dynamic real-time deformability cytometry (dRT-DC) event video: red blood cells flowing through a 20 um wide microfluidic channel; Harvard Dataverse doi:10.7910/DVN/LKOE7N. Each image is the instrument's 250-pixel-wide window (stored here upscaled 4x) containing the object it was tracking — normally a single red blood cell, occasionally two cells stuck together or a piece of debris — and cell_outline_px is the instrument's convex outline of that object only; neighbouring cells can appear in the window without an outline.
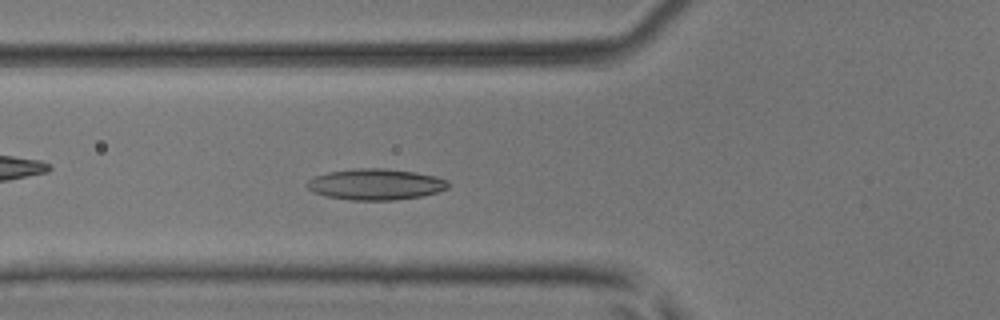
{"species": "common noctule bat (a hibernating species)", "species_latin": "Nyctalus noctula", "temperature_condition": "room temperature", "stored_images_in_passage": 38, "camera_frame_rate_fps": 3000, "um_per_image_px": 0.085, "animal": {"sex": "male", "body_mass_g": 17.9, "forearm_length_mm": 54.2}, "frame": {"image": 1, "passage_image": 6, "time_ms": 1.667, "image_size_px": [1000, 320], "cell_outline_px": [[448, 188], [436, 192], [420, 196], [396, 200], [352, 200], [328, 196], [316, 192], [308, 188], [304, 184], [308, 180], [316, 176], [328, 172], [360, 168], [384, 168], [416, 172], [436, 176], [448, 180]], "centroid_in_image_um": [31.95, 15.66], "position_along_channel_um": 93.9, "area_um2": 25.37}}
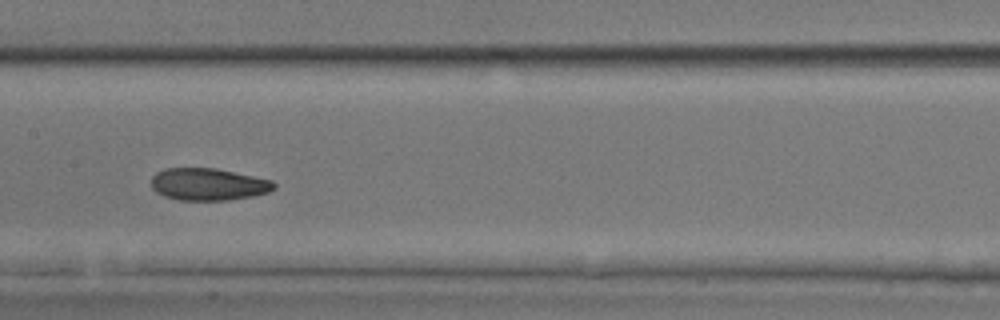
{"frame": {"image": 2, "passage_image": 13, "time_ms": 4.0, "image_size_px": [1000, 320], "cell_outline_px": [[276, 188], [268, 192], [252, 196], [228, 200], [180, 200], [164, 196], [156, 192], [152, 188], [152, 176], [156, 172], [164, 168], [216, 168], [272, 180], [276, 184]], "centroid_in_image_um": [17.7, 15.66], "position_along_channel_um": 189.7, "area_um2": 23.06}}
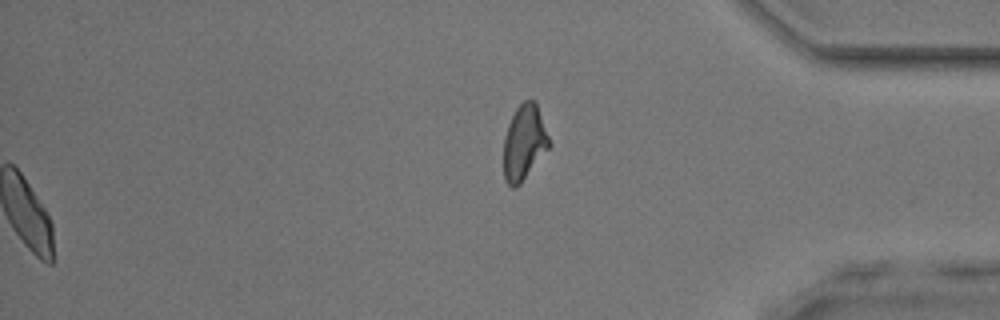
{"frame": {"image": 3, "passage_image": 38, "time_ms": 12.333, "image_size_px": [1000, 320], "cell_outline_px": [[552, 144], [520, 184], [516, 188], [512, 188], [504, 180], [504, 136], [508, 124], [516, 108], [524, 100], [536, 100]], "centroid_in_image_um": [44.57, 12.1], "position_along_channel_um": 390.6, "area_um2": 20.11}, "authors_computed_cell_mechanics": {"area_um2": 23.0333, "velocity_mm_per_s": 4.1097, "shape_relaxation_time_tau1_ms": 4.2567, "shape_relaxation_time_tau2_ms": 2.6575, "deformation_change_tau1": 0.1083, "deformation_change_tau2": 0.0886}}